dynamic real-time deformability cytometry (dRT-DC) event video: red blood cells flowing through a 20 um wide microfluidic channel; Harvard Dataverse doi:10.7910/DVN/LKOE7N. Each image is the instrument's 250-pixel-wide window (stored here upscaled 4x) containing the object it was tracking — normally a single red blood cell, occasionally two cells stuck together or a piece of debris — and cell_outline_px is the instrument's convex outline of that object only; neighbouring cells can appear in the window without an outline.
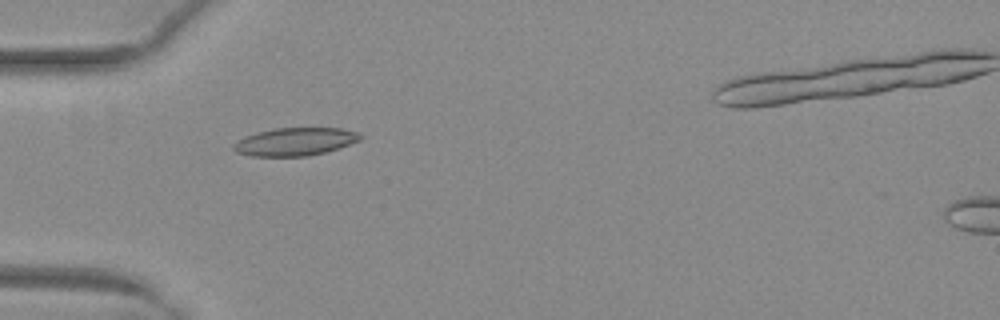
{"species": "common noctule bat (a hibernating species)", "species_latin": "Nyctalus noctula", "temperature_condition": "warm", "stored_images_in_passage": 35, "camera_frame_rate_fps": 3000, "um_per_image_px": 0.085, "animal": {"sex": "female", "body_mass_g": 29.2, "forearm_length_mm": 56.3}, "frame": {"image": 1, "passage_image": 1, "time_ms": 0.0, "image_size_px": [1000, 320], "cell_outline_px": [[364, 136], [360, 140], [324, 152], [308, 156], [252, 156], [236, 152], [232, 148], [232, 144], [236, 140], [244, 136], [256, 132], [272, 128], [340, 128], [360, 132]], "centroid_in_image_um": [25.04, 12.03], "position_along_channel_um": 60.0, "area_um2": 20.75}}
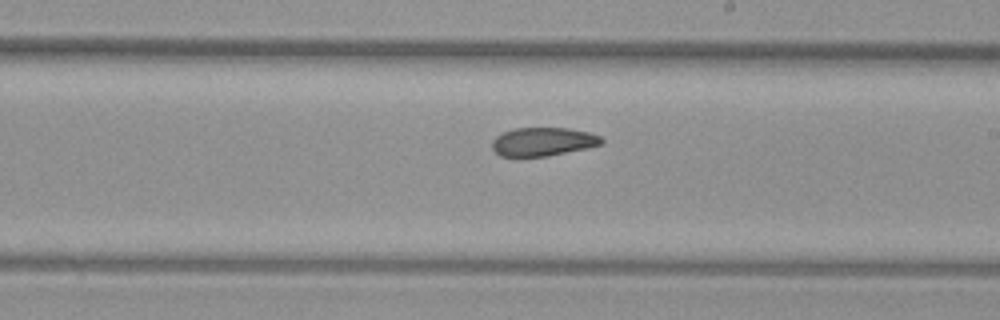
{"frame": {"image": 2, "passage_image": 15, "time_ms": 4.667, "image_size_px": [1000, 320], "cell_outline_px": [[604, 140], [600, 144], [588, 148], [548, 156], [500, 156], [492, 148], [492, 140], [496, 136], [512, 128], [568, 128], [588, 132], [600, 136]], "centroid_in_image_um": [46.14, 12.04], "position_along_channel_um": 242.9, "area_um2": 18.15}}
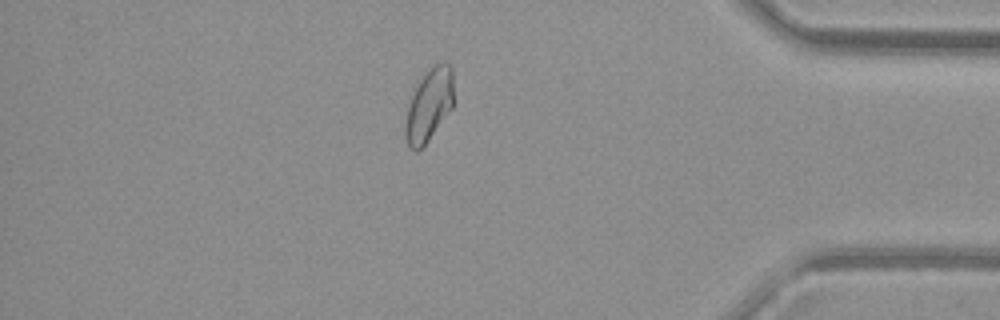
{"frame": {"image": 3, "passage_image": 29, "time_ms": 9.333, "image_size_px": [1000, 320], "cell_outline_px": [[452, 108], [428, 140], [416, 152], [412, 152], [408, 148], [404, 132], [404, 124], [408, 104], [424, 72], [436, 64], [444, 60], [452, 64]], "centroid_in_image_um": [36.44, 8.93], "position_along_channel_um": 398.8, "area_um2": 20.4}}